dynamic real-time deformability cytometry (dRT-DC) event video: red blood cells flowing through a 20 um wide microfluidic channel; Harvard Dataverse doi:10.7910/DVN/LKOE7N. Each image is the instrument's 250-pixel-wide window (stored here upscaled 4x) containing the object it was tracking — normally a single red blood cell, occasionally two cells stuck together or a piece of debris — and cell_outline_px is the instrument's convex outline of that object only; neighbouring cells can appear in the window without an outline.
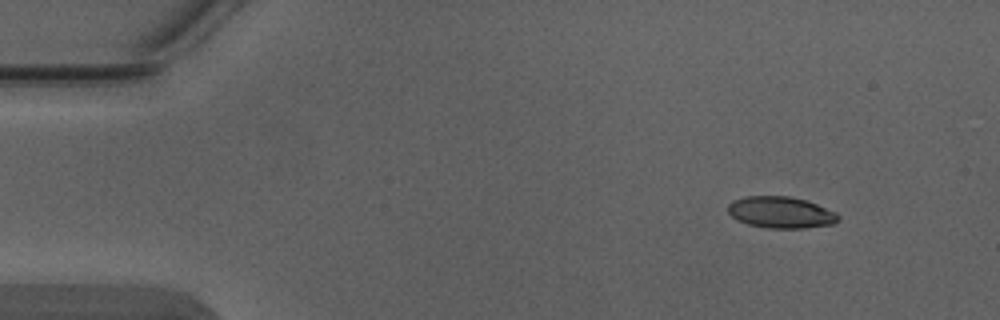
{"species": "Egyptian fruit bat (a non-hibernating species)", "species_latin": "Rousettus aegyptiacus", "temperature_condition": "warm", "stored_images_in_passage": 3, "camera_frame_rate_fps": 3000, "um_per_image_px": 0.085, "animal": {"sex": "male"}, "frame": {"image": 1, "passage_image": 1, "time_ms": 0.0, "image_size_px": [1000, 320], "cell_outline_px": [[840, 220], [832, 224], [804, 228], [768, 228], [748, 224], [736, 220], [728, 212], [728, 204], [732, 200], [744, 196], [788, 196], [804, 200], [816, 204], [836, 212], [840, 216]], "centroid_in_image_um": [66.35, 18.05], "position_along_channel_um": 18.6, "area_um2": 20.29}}